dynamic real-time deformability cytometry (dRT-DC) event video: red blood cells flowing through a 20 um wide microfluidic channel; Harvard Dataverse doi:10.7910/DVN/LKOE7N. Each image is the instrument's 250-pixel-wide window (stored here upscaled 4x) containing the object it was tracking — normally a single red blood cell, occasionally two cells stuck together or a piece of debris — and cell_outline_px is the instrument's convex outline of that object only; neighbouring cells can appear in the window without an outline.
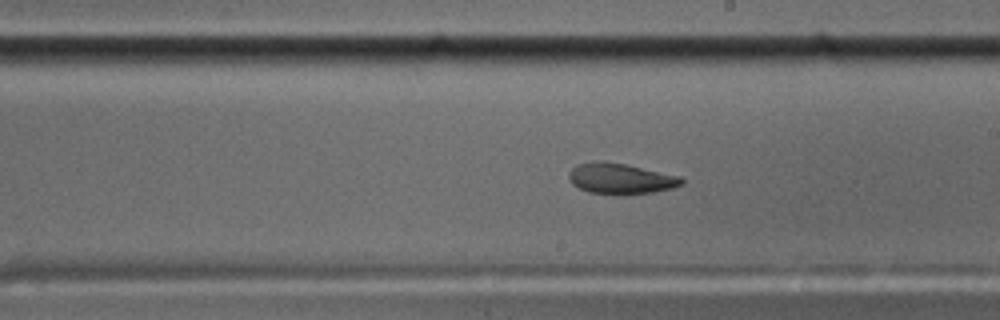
{"species": "common noctule bat (a hibernating species)", "species_latin": "Nyctalus noctula", "temperature_condition": "cold", "stored_images_in_passage": 58, "camera_frame_rate_fps": 3000, "um_per_image_px": 0.085, "animal": {"sex": "male", "body_mass_g": 17.5, "forearm_length_mm": 52.3}, "frame": {"image": 1, "passage_image": 34, "time_ms": 11.0, "image_size_px": [1000, 320], "cell_outline_px": [[684, 184], [672, 188], [652, 192], [588, 192], [572, 184], [568, 176], [568, 172], [576, 164], [592, 160], [600, 160], [624, 164], [680, 176], [684, 180]], "centroid_in_image_um": [52.71, 15.13], "position_along_channel_um": 236.3, "area_um2": 19.59}}
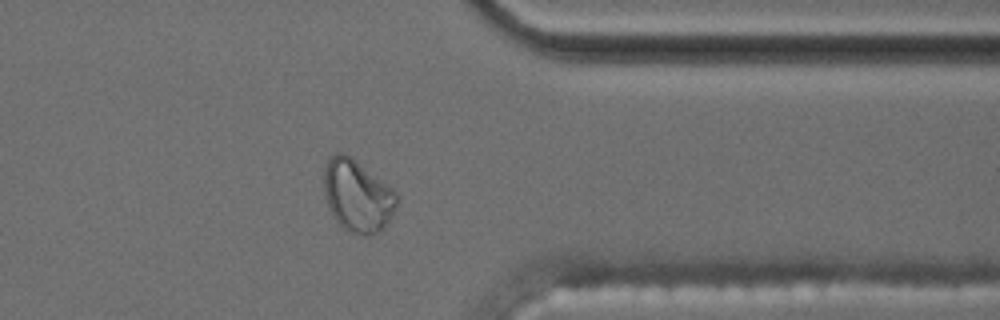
{"frame": {"image": 2, "passage_image": 47, "time_ms": 15.333, "image_size_px": [1000, 320], "cell_outline_px": [[400, 196], [396, 208], [388, 220], [376, 232], [368, 236], [348, 232], [336, 220], [328, 204], [324, 192], [324, 168], [328, 156], [336, 152], [344, 152], [352, 156], [392, 188]], "centroid_in_image_um": [30.37, 16.58], "position_along_channel_um": 381.0, "area_um2": 30.63}}
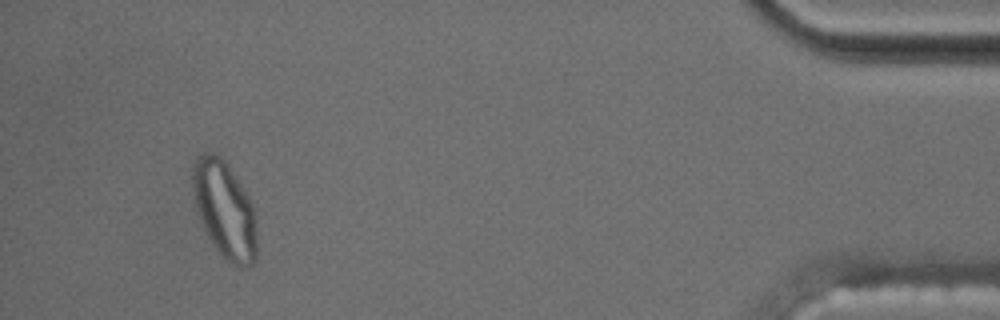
{"frame": {"image": 3, "passage_image": 55, "time_ms": 18.0, "image_size_px": [1000, 320], "cell_outline_px": [[256, 256], [252, 264], [248, 268], [240, 268], [224, 260], [208, 236], [204, 228], [196, 204], [192, 188], [192, 164], [196, 156], [204, 152], [212, 152], [220, 156], [224, 160], [244, 188], [252, 204], [256, 232]], "centroid_in_image_um": [19.08, 17.82], "position_along_channel_um": 416.1, "area_um2": 36.18}, "authors_computed_cell_mechanics": {"area_um2": 20.3167, "velocity_mm_per_s": 3.5097, "shape_relaxation_time_tau1_ms": null, "shape_relaxation_time_tau2_ms": 2.7503, "deformation_change_tau1": null, "deformation_change_tau2": 0.0909}}